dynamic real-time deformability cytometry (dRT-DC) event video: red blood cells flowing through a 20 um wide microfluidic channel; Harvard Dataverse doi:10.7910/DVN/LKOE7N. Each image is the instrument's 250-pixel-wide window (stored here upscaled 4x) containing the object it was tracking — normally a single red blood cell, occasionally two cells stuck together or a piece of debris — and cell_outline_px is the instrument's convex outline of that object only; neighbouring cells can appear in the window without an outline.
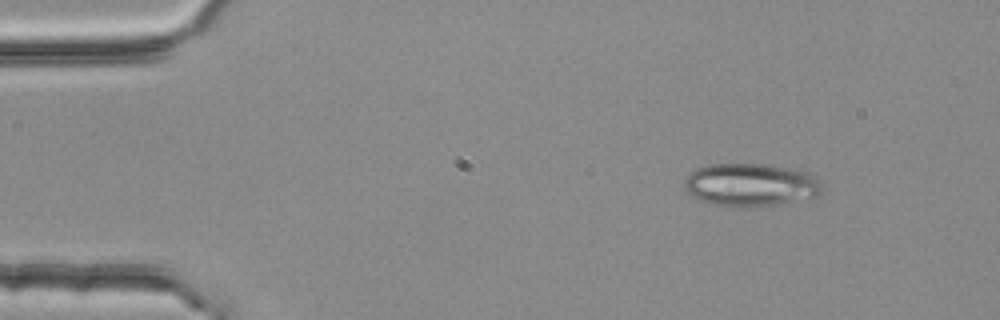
{"species": "common noctule bat (a hibernating species)", "species_latin": "Nyctalus noctula", "temperature_condition": "room temperature", "stored_images_in_passage": 3, "camera_frame_rate_fps": 3000, "um_per_image_px": 0.085, "animal": {"sex": "female", "body_mass_g": 25.1}, "frame": {"image": 1, "passage_image": 3, "time_ms": 0.667, "image_size_px": [1000, 320], "cell_outline_px": [[824, 188], [816, 196], [776, 204], [712, 204], [692, 196], [688, 192], [684, 184], [684, 180], [696, 168], [708, 164], [768, 164], [792, 168], [808, 172]], "centroid_in_image_um": [63.8, 15.65], "position_along_channel_um": 21.2, "area_um2": 33.35}}